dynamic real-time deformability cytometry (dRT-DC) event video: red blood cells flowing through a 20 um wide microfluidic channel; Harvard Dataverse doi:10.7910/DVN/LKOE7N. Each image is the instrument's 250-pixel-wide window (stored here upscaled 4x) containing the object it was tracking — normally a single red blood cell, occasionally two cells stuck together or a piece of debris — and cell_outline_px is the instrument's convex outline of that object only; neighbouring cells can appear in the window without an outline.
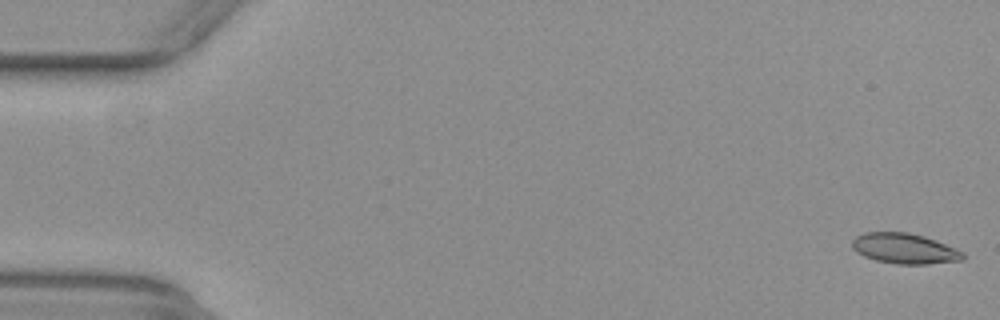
{"species": "common noctule bat (a hibernating species)", "species_latin": "Nyctalus noctula", "temperature_condition": "warm", "stored_images_in_passage": 50, "camera_frame_rate_fps": 3000, "um_per_image_px": 0.085, "animal": {"sex": "female", "body_mass_g": 29.2, "forearm_length_mm": 56.3}, "frame": {"image": 1, "passage_image": 1, "time_ms": 0.0, "image_size_px": [1000, 320], "cell_outline_px": [[964, 260], [924, 264], [896, 264], [876, 260], [864, 256], [856, 252], [852, 248], [852, 240], [856, 236], [864, 232], [908, 232], [924, 236], [936, 240], [956, 248], [964, 252]], "centroid_in_image_um": [76.88, 21.12], "position_along_channel_um": 8.1, "area_um2": 19.71}}
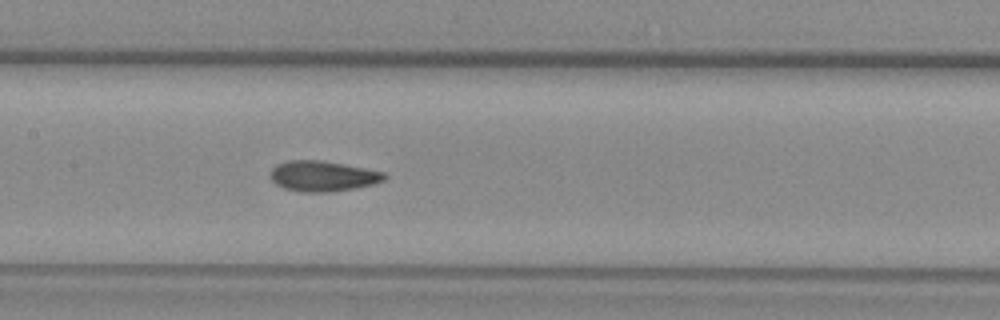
{"frame": {"image": 2, "passage_image": 26, "time_ms": 8.333, "image_size_px": [1000, 320], "cell_outline_px": [[388, 176], [384, 180], [372, 184], [332, 192], [300, 192], [284, 188], [276, 184], [268, 176], [272, 168], [276, 164], [288, 160], [320, 160], [364, 168], [384, 172]], "centroid_in_image_um": [27.38, 14.97], "position_along_channel_um": 180.0, "area_um2": 20.23}}
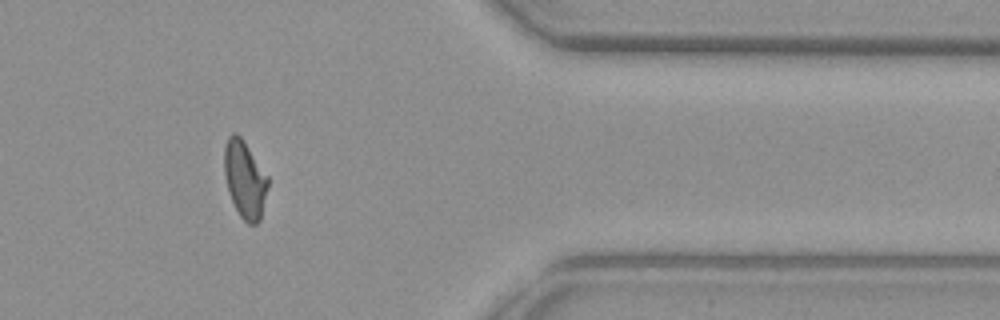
{"frame": {"image": 3, "passage_image": 44, "time_ms": 14.333, "image_size_px": [1000, 320], "cell_outline_px": [[268, 188], [260, 220], [256, 224], [248, 224], [240, 216], [228, 192], [224, 176], [224, 148], [228, 136], [232, 132], [236, 132], [240, 136], [268, 176]], "centroid_in_image_um": [20.8, 15.24], "position_along_channel_um": 390.6, "area_um2": 19.65}}